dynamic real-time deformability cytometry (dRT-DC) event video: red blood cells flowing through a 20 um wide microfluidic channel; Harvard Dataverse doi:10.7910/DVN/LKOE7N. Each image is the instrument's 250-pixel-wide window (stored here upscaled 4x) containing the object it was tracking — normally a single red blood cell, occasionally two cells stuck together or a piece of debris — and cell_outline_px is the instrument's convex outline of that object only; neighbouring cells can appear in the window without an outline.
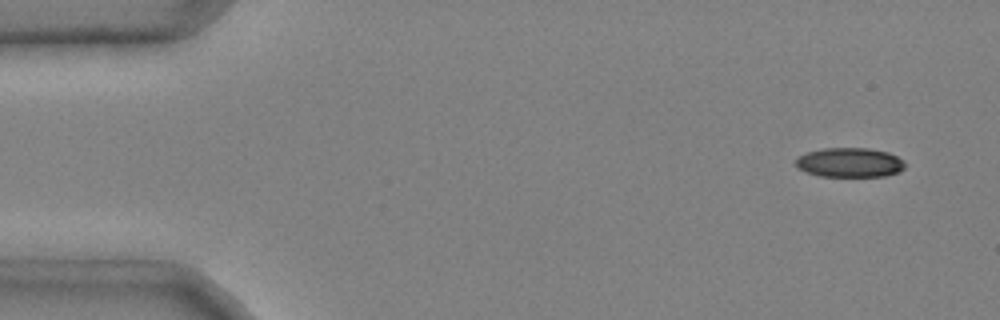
{"species": "common noctule bat (a hibernating species)", "species_latin": "Nyctalus noctula", "temperature_condition": "cold", "stored_images_in_passage": 45, "camera_frame_rate_fps": 3000, "um_per_image_px": 0.085, "animal": {"sex": "male", "body_mass_g": 20.4}, "frame": {"image": 1, "passage_image": 1, "time_ms": 0.0, "image_size_px": [1000, 320], "cell_outline_px": [[908, 164], [900, 172], [884, 176], [820, 176], [796, 168], [796, 160], [800, 156], [808, 152], [824, 148], [868, 148], [888, 152], [904, 160]], "centroid_in_image_um": [72.28, 13.81], "position_along_channel_um": 12.7, "area_um2": 18.79}}
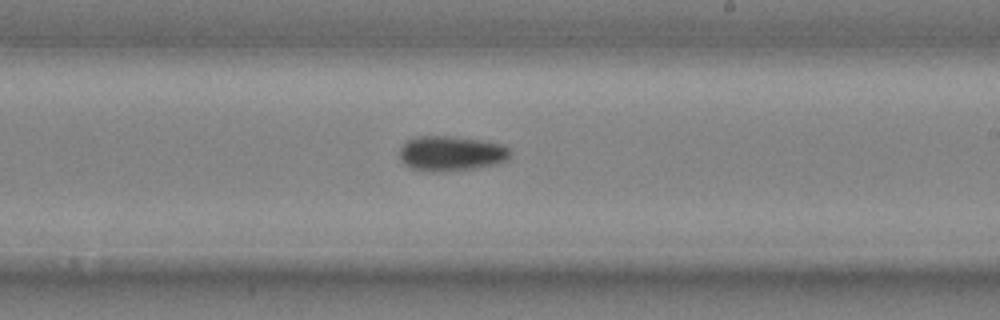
{"frame": {"image": 2, "passage_image": 27, "time_ms": 8.667, "image_size_px": [1000, 320], "cell_outline_px": [[512, 156], [508, 160], [500, 164], [476, 168], [440, 172], [432, 172], [412, 168], [404, 164], [400, 160], [400, 148], [408, 140], [416, 136], [444, 136], [480, 140], [504, 144], [512, 152]], "centroid_in_image_um": [38.4, 13.06], "position_along_channel_um": 250.6, "area_um2": 22.83}}
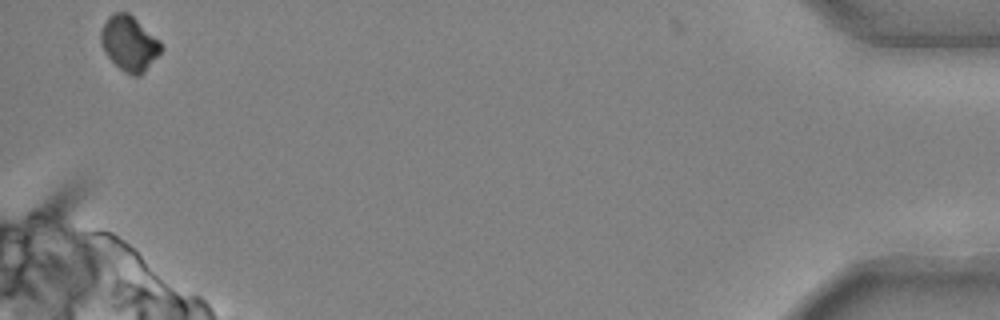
{"frame": {"image": 3, "passage_image": 45, "time_ms": 14.667, "image_size_px": [1000, 320], "cell_outline_px": [[164, 48], [144, 72], [140, 76], [132, 76], [124, 72], [108, 56], [100, 44], [100, 32], [108, 16], [116, 12], [128, 12], [160, 40]], "centroid_in_image_um": [11.0, 3.69], "position_along_channel_um": 424.2, "area_um2": 19.25}, "authors_computed_cell_mechanics": {"area_um2": 21.0392, "velocity_mm_per_s": 3.9981, "shape_relaxation_time_tau1_ms": 5.7873, "shape_relaxation_time_tau2_ms": null, "deformation_change_tau1": 0.1493, "deformation_change_tau2": null}}